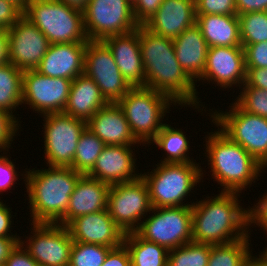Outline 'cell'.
<instances>
[{
    "label": "cell",
    "mask_w": 267,
    "mask_h": 266,
    "mask_svg": "<svg viewBox=\"0 0 267 266\" xmlns=\"http://www.w3.org/2000/svg\"><path fill=\"white\" fill-rule=\"evenodd\" d=\"M139 41L145 87L166 94L177 106L192 107L201 113L205 106L198 98L197 84L178 62L173 40L139 25Z\"/></svg>",
    "instance_id": "cell-1"
},
{
    "label": "cell",
    "mask_w": 267,
    "mask_h": 266,
    "mask_svg": "<svg viewBox=\"0 0 267 266\" xmlns=\"http://www.w3.org/2000/svg\"><path fill=\"white\" fill-rule=\"evenodd\" d=\"M240 193L220 192L192 205V238L194 242L226 244L251 235L248 210L241 206ZM249 229V230H248Z\"/></svg>",
    "instance_id": "cell-2"
},
{
    "label": "cell",
    "mask_w": 267,
    "mask_h": 266,
    "mask_svg": "<svg viewBox=\"0 0 267 266\" xmlns=\"http://www.w3.org/2000/svg\"><path fill=\"white\" fill-rule=\"evenodd\" d=\"M47 167L40 170L26 168L20 173L29 200L32 218L29 223H58L65 216L70 196L82 176L71 167Z\"/></svg>",
    "instance_id": "cell-3"
},
{
    "label": "cell",
    "mask_w": 267,
    "mask_h": 266,
    "mask_svg": "<svg viewBox=\"0 0 267 266\" xmlns=\"http://www.w3.org/2000/svg\"><path fill=\"white\" fill-rule=\"evenodd\" d=\"M203 154L211 169L213 181L220 184L221 192L242 193L266 170L239 144L231 141L219 129L208 133ZM263 171V172H262ZM253 182V183H252ZM249 185V186H248Z\"/></svg>",
    "instance_id": "cell-4"
},
{
    "label": "cell",
    "mask_w": 267,
    "mask_h": 266,
    "mask_svg": "<svg viewBox=\"0 0 267 266\" xmlns=\"http://www.w3.org/2000/svg\"><path fill=\"white\" fill-rule=\"evenodd\" d=\"M202 170L199 163L159 162L150 173L141 174L148 186L152 208L192 206L194 202H187L186 198L204 178Z\"/></svg>",
    "instance_id": "cell-5"
},
{
    "label": "cell",
    "mask_w": 267,
    "mask_h": 266,
    "mask_svg": "<svg viewBox=\"0 0 267 266\" xmlns=\"http://www.w3.org/2000/svg\"><path fill=\"white\" fill-rule=\"evenodd\" d=\"M117 104L123 110L136 140L148 147L164 126L163 119L166 113H170V105H177L166 94L147 87H132Z\"/></svg>",
    "instance_id": "cell-6"
},
{
    "label": "cell",
    "mask_w": 267,
    "mask_h": 266,
    "mask_svg": "<svg viewBox=\"0 0 267 266\" xmlns=\"http://www.w3.org/2000/svg\"><path fill=\"white\" fill-rule=\"evenodd\" d=\"M23 15L49 40L56 43H87L83 12L59 0H29Z\"/></svg>",
    "instance_id": "cell-7"
},
{
    "label": "cell",
    "mask_w": 267,
    "mask_h": 266,
    "mask_svg": "<svg viewBox=\"0 0 267 266\" xmlns=\"http://www.w3.org/2000/svg\"><path fill=\"white\" fill-rule=\"evenodd\" d=\"M230 109L210 111V120L231 141L239 144L267 170V118L242 110L235 102Z\"/></svg>",
    "instance_id": "cell-8"
},
{
    "label": "cell",
    "mask_w": 267,
    "mask_h": 266,
    "mask_svg": "<svg viewBox=\"0 0 267 266\" xmlns=\"http://www.w3.org/2000/svg\"><path fill=\"white\" fill-rule=\"evenodd\" d=\"M149 214L135 231L144 240L168 251L193 241L192 206L152 208Z\"/></svg>",
    "instance_id": "cell-9"
},
{
    "label": "cell",
    "mask_w": 267,
    "mask_h": 266,
    "mask_svg": "<svg viewBox=\"0 0 267 266\" xmlns=\"http://www.w3.org/2000/svg\"><path fill=\"white\" fill-rule=\"evenodd\" d=\"M44 121V154L48 166L71 167L78 140L87 122L65 112L41 116Z\"/></svg>",
    "instance_id": "cell-10"
},
{
    "label": "cell",
    "mask_w": 267,
    "mask_h": 266,
    "mask_svg": "<svg viewBox=\"0 0 267 266\" xmlns=\"http://www.w3.org/2000/svg\"><path fill=\"white\" fill-rule=\"evenodd\" d=\"M83 19L90 41L126 34L139 26L133 15V5L128 0H90Z\"/></svg>",
    "instance_id": "cell-11"
},
{
    "label": "cell",
    "mask_w": 267,
    "mask_h": 266,
    "mask_svg": "<svg viewBox=\"0 0 267 266\" xmlns=\"http://www.w3.org/2000/svg\"><path fill=\"white\" fill-rule=\"evenodd\" d=\"M107 210L125 234L135 232L142 219L152 210L148 186L142 177L136 181L111 185Z\"/></svg>",
    "instance_id": "cell-12"
},
{
    "label": "cell",
    "mask_w": 267,
    "mask_h": 266,
    "mask_svg": "<svg viewBox=\"0 0 267 266\" xmlns=\"http://www.w3.org/2000/svg\"><path fill=\"white\" fill-rule=\"evenodd\" d=\"M30 226V236L23 235L26 241L22 238L20 243L39 266H69L74 241L66 226L58 223Z\"/></svg>",
    "instance_id": "cell-13"
},
{
    "label": "cell",
    "mask_w": 267,
    "mask_h": 266,
    "mask_svg": "<svg viewBox=\"0 0 267 266\" xmlns=\"http://www.w3.org/2000/svg\"><path fill=\"white\" fill-rule=\"evenodd\" d=\"M73 80L43 75L35 69L23 71L22 105L40 116L63 112Z\"/></svg>",
    "instance_id": "cell-14"
},
{
    "label": "cell",
    "mask_w": 267,
    "mask_h": 266,
    "mask_svg": "<svg viewBox=\"0 0 267 266\" xmlns=\"http://www.w3.org/2000/svg\"><path fill=\"white\" fill-rule=\"evenodd\" d=\"M84 74L97 84L109 103H117L132 88L123 78L111 50L103 41L87 42Z\"/></svg>",
    "instance_id": "cell-15"
},
{
    "label": "cell",
    "mask_w": 267,
    "mask_h": 266,
    "mask_svg": "<svg viewBox=\"0 0 267 266\" xmlns=\"http://www.w3.org/2000/svg\"><path fill=\"white\" fill-rule=\"evenodd\" d=\"M7 31L9 63L22 71L35 69L50 46L47 37L24 15Z\"/></svg>",
    "instance_id": "cell-16"
},
{
    "label": "cell",
    "mask_w": 267,
    "mask_h": 266,
    "mask_svg": "<svg viewBox=\"0 0 267 266\" xmlns=\"http://www.w3.org/2000/svg\"><path fill=\"white\" fill-rule=\"evenodd\" d=\"M197 81L208 82L209 85L210 83L215 84L220 86L219 88H222L223 91L226 88L227 90L233 89L234 86H238L240 89L246 81L243 47H210L205 69L195 82L197 83Z\"/></svg>",
    "instance_id": "cell-17"
},
{
    "label": "cell",
    "mask_w": 267,
    "mask_h": 266,
    "mask_svg": "<svg viewBox=\"0 0 267 266\" xmlns=\"http://www.w3.org/2000/svg\"><path fill=\"white\" fill-rule=\"evenodd\" d=\"M73 241L116 248L124 243L125 232L114 222L108 210L79 216L67 225Z\"/></svg>",
    "instance_id": "cell-18"
},
{
    "label": "cell",
    "mask_w": 267,
    "mask_h": 266,
    "mask_svg": "<svg viewBox=\"0 0 267 266\" xmlns=\"http://www.w3.org/2000/svg\"><path fill=\"white\" fill-rule=\"evenodd\" d=\"M134 148L135 146L127 145H106L87 176L110 185L138 180L142 172L136 171Z\"/></svg>",
    "instance_id": "cell-19"
},
{
    "label": "cell",
    "mask_w": 267,
    "mask_h": 266,
    "mask_svg": "<svg viewBox=\"0 0 267 266\" xmlns=\"http://www.w3.org/2000/svg\"><path fill=\"white\" fill-rule=\"evenodd\" d=\"M103 42L111 50L123 78L131 87H145L143 60L140 52L139 26L126 34L109 36Z\"/></svg>",
    "instance_id": "cell-20"
},
{
    "label": "cell",
    "mask_w": 267,
    "mask_h": 266,
    "mask_svg": "<svg viewBox=\"0 0 267 266\" xmlns=\"http://www.w3.org/2000/svg\"><path fill=\"white\" fill-rule=\"evenodd\" d=\"M195 23V0H163L143 25L152 32L173 40Z\"/></svg>",
    "instance_id": "cell-21"
},
{
    "label": "cell",
    "mask_w": 267,
    "mask_h": 266,
    "mask_svg": "<svg viewBox=\"0 0 267 266\" xmlns=\"http://www.w3.org/2000/svg\"><path fill=\"white\" fill-rule=\"evenodd\" d=\"M86 46L87 43L50 44L35 70L49 77L74 80L84 74Z\"/></svg>",
    "instance_id": "cell-22"
},
{
    "label": "cell",
    "mask_w": 267,
    "mask_h": 266,
    "mask_svg": "<svg viewBox=\"0 0 267 266\" xmlns=\"http://www.w3.org/2000/svg\"><path fill=\"white\" fill-rule=\"evenodd\" d=\"M87 129L105 145L137 146L140 144L132 134L124 112L117 103L110 102L99 109L87 121Z\"/></svg>",
    "instance_id": "cell-23"
},
{
    "label": "cell",
    "mask_w": 267,
    "mask_h": 266,
    "mask_svg": "<svg viewBox=\"0 0 267 266\" xmlns=\"http://www.w3.org/2000/svg\"><path fill=\"white\" fill-rule=\"evenodd\" d=\"M110 184L82 175L70 196L65 216L58 222L66 226L71 220L107 209Z\"/></svg>",
    "instance_id": "cell-24"
},
{
    "label": "cell",
    "mask_w": 267,
    "mask_h": 266,
    "mask_svg": "<svg viewBox=\"0 0 267 266\" xmlns=\"http://www.w3.org/2000/svg\"><path fill=\"white\" fill-rule=\"evenodd\" d=\"M176 58L185 72L196 81L205 69L209 46L195 23L173 39Z\"/></svg>",
    "instance_id": "cell-25"
},
{
    "label": "cell",
    "mask_w": 267,
    "mask_h": 266,
    "mask_svg": "<svg viewBox=\"0 0 267 266\" xmlns=\"http://www.w3.org/2000/svg\"><path fill=\"white\" fill-rule=\"evenodd\" d=\"M108 103L97 84L82 74L72 81L68 101L63 112L87 122Z\"/></svg>",
    "instance_id": "cell-26"
},
{
    "label": "cell",
    "mask_w": 267,
    "mask_h": 266,
    "mask_svg": "<svg viewBox=\"0 0 267 266\" xmlns=\"http://www.w3.org/2000/svg\"><path fill=\"white\" fill-rule=\"evenodd\" d=\"M206 43L210 47H242L237 15L196 14Z\"/></svg>",
    "instance_id": "cell-27"
},
{
    "label": "cell",
    "mask_w": 267,
    "mask_h": 266,
    "mask_svg": "<svg viewBox=\"0 0 267 266\" xmlns=\"http://www.w3.org/2000/svg\"><path fill=\"white\" fill-rule=\"evenodd\" d=\"M183 132L180 128L175 127L174 129L166 122L150 142L149 145L153 143L165 152L166 156L160 160L161 163H197L196 160H193L194 158L190 159L189 157L190 142L187 134Z\"/></svg>",
    "instance_id": "cell-28"
},
{
    "label": "cell",
    "mask_w": 267,
    "mask_h": 266,
    "mask_svg": "<svg viewBox=\"0 0 267 266\" xmlns=\"http://www.w3.org/2000/svg\"><path fill=\"white\" fill-rule=\"evenodd\" d=\"M123 244L129 252L131 266H167L168 250L144 240L136 232L126 233Z\"/></svg>",
    "instance_id": "cell-29"
},
{
    "label": "cell",
    "mask_w": 267,
    "mask_h": 266,
    "mask_svg": "<svg viewBox=\"0 0 267 266\" xmlns=\"http://www.w3.org/2000/svg\"><path fill=\"white\" fill-rule=\"evenodd\" d=\"M23 71L12 63L0 66V109L5 110L17 120L16 108L22 105Z\"/></svg>",
    "instance_id": "cell-30"
},
{
    "label": "cell",
    "mask_w": 267,
    "mask_h": 266,
    "mask_svg": "<svg viewBox=\"0 0 267 266\" xmlns=\"http://www.w3.org/2000/svg\"><path fill=\"white\" fill-rule=\"evenodd\" d=\"M249 238L250 234L230 243L211 245L207 266H248L253 254Z\"/></svg>",
    "instance_id": "cell-31"
},
{
    "label": "cell",
    "mask_w": 267,
    "mask_h": 266,
    "mask_svg": "<svg viewBox=\"0 0 267 266\" xmlns=\"http://www.w3.org/2000/svg\"><path fill=\"white\" fill-rule=\"evenodd\" d=\"M105 146L103 141L86 128L78 140L71 168L82 175H87Z\"/></svg>",
    "instance_id": "cell-32"
},
{
    "label": "cell",
    "mask_w": 267,
    "mask_h": 266,
    "mask_svg": "<svg viewBox=\"0 0 267 266\" xmlns=\"http://www.w3.org/2000/svg\"><path fill=\"white\" fill-rule=\"evenodd\" d=\"M210 244L191 241L168 251L167 266H207Z\"/></svg>",
    "instance_id": "cell-33"
},
{
    "label": "cell",
    "mask_w": 267,
    "mask_h": 266,
    "mask_svg": "<svg viewBox=\"0 0 267 266\" xmlns=\"http://www.w3.org/2000/svg\"><path fill=\"white\" fill-rule=\"evenodd\" d=\"M241 46L267 42V11L237 15Z\"/></svg>",
    "instance_id": "cell-34"
},
{
    "label": "cell",
    "mask_w": 267,
    "mask_h": 266,
    "mask_svg": "<svg viewBox=\"0 0 267 266\" xmlns=\"http://www.w3.org/2000/svg\"><path fill=\"white\" fill-rule=\"evenodd\" d=\"M111 249L104 245L74 241L69 266H102Z\"/></svg>",
    "instance_id": "cell-35"
},
{
    "label": "cell",
    "mask_w": 267,
    "mask_h": 266,
    "mask_svg": "<svg viewBox=\"0 0 267 266\" xmlns=\"http://www.w3.org/2000/svg\"><path fill=\"white\" fill-rule=\"evenodd\" d=\"M239 94L235 98V103L242 110L267 118V90L250 87L244 83Z\"/></svg>",
    "instance_id": "cell-36"
},
{
    "label": "cell",
    "mask_w": 267,
    "mask_h": 266,
    "mask_svg": "<svg viewBox=\"0 0 267 266\" xmlns=\"http://www.w3.org/2000/svg\"><path fill=\"white\" fill-rule=\"evenodd\" d=\"M20 123H22L20 120L18 121L14 116L0 109V153L8 152L10 148H13L11 144L15 136L19 134L18 130L22 128Z\"/></svg>",
    "instance_id": "cell-37"
},
{
    "label": "cell",
    "mask_w": 267,
    "mask_h": 266,
    "mask_svg": "<svg viewBox=\"0 0 267 266\" xmlns=\"http://www.w3.org/2000/svg\"><path fill=\"white\" fill-rule=\"evenodd\" d=\"M195 14L237 15L235 0H195Z\"/></svg>",
    "instance_id": "cell-38"
},
{
    "label": "cell",
    "mask_w": 267,
    "mask_h": 266,
    "mask_svg": "<svg viewBox=\"0 0 267 266\" xmlns=\"http://www.w3.org/2000/svg\"><path fill=\"white\" fill-rule=\"evenodd\" d=\"M8 152H3L0 154V195L6 190H11L14 184L19 181V173L16 168L14 161H11V154L7 155ZM10 157V158H9Z\"/></svg>",
    "instance_id": "cell-39"
},
{
    "label": "cell",
    "mask_w": 267,
    "mask_h": 266,
    "mask_svg": "<svg viewBox=\"0 0 267 266\" xmlns=\"http://www.w3.org/2000/svg\"><path fill=\"white\" fill-rule=\"evenodd\" d=\"M246 68H267V42L243 47Z\"/></svg>",
    "instance_id": "cell-40"
},
{
    "label": "cell",
    "mask_w": 267,
    "mask_h": 266,
    "mask_svg": "<svg viewBox=\"0 0 267 266\" xmlns=\"http://www.w3.org/2000/svg\"><path fill=\"white\" fill-rule=\"evenodd\" d=\"M259 198L254 206L247 208L248 210V228L257 225L260 230H267V193ZM251 226V227H250Z\"/></svg>",
    "instance_id": "cell-41"
},
{
    "label": "cell",
    "mask_w": 267,
    "mask_h": 266,
    "mask_svg": "<svg viewBox=\"0 0 267 266\" xmlns=\"http://www.w3.org/2000/svg\"><path fill=\"white\" fill-rule=\"evenodd\" d=\"M163 0H136L133 15L139 25H143L159 8Z\"/></svg>",
    "instance_id": "cell-42"
},
{
    "label": "cell",
    "mask_w": 267,
    "mask_h": 266,
    "mask_svg": "<svg viewBox=\"0 0 267 266\" xmlns=\"http://www.w3.org/2000/svg\"><path fill=\"white\" fill-rule=\"evenodd\" d=\"M23 15V12L12 2L0 0V29L8 30Z\"/></svg>",
    "instance_id": "cell-43"
},
{
    "label": "cell",
    "mask_w": 267,
    "mask_h": 266,
    "mask_svg": "<svg viewBox=\"0 0 267 266\" xmlns=\"http://www.w3.org/2000/svg\"><path fill=\"white\" fill-rule=\"evenodd\" d=\"M4 266H39V264L30 256L23 245L18 243L10 252Z\"/></svg>",
    "instance_id": "cell-44"
},
{
    "label": "cell",
    "mask_w": 267,
    "mask_h": 266,
    "mask_svg": "<svg viewBox=\"0 0 267 266\" xmlns=\"http://www.w3.org/2000/svg\"><path fill=\"white\" fill-rule=\"evenodd\" d=\"M102 266H131L130 255L127 247L122 244L119 247L112 248Z\"/></svg>",
    "instance_id": "cell-45"
},
{
    "label": "cell",
    "mask_w": 267,
    "mask_h": 266,
    "mask_svg": "<svg viewBox=\"0 0 267 266\" xmlns=\"http://www.w3.org/2000/svg\"><path fill=\"white\" fill-rule=\"evenodd\" d=\"M3 200H1L0 198V237L2 238H6V237H21L22 236H18L16 233L15 235L13 234V232L11 233V229H12V219L14 218V216L16 215H12V211L10 207H8V203L6 205V203L2 202ZM11 211V212H10ZM13 216V218H12Z\"/></svg>",
    "instance_id": "cell-46"
},
{
    "label": "cell",
    "mask_w": 267,
    "mask_h": 266,
    "mask_svg": "<svg viewBox=\"0 0 267 266\" xmlns=\"http://www.w3.org/2000/svg\"><path fill=\"white\" fill-rule=\"evenodd\" d=\"M245 83L250 87L267 90V68H246Z\"/></svg>",
    "instance_id": "cell-47"
},
{
    "label": "cell",
    "mask_w": 267,
    "mask_h": 266,
    "mask_svg": "<svg viewBox=\"0 0 267 266\" xmlns=\"http://www.w3.org/2000/svg\"><path fill=\"white\" fill-rule=\"evenodd\" d=\"M237 15L267 11V0H235Z\"/></svg>",
    "instance_id": "cell-48"
},
{
    "label": "cell",
    "mask_w": 267,
    "mask_h": 266,
    "mask_svg": "<svg viewBox=\"0 0 267 266\" xmlns=\"http://www.w3.org/2000/svg\"><path fill=\"white\" fill-rule=\"evenodd\" d=\"M21 237H0V266L5 264L10 252L20 243Z\"/></svg>",
    "instance_id": "cell-49"
},
{
    "label": "cell",
    "mask_w": 267,
    "mask_h": 266,
    "mask_svg": "<svg viewBox=\"0 0 267 266\" xmlns=\"http://www.w3.org/2000/svg\"><path fill=\"white\" fill-rule=\"evenodd\" d=\"M9 63V33L0 29V66Z\"/></svg>",
    "instance_id": "cell-50"
},
{
    "label": "cell",
    "mask_w": 267,
    "mask_h": 266,
    "mask_svg": "<svg viewBox=\"0 0 267 266\" xmlns=\"http://www.w3.org/2000/svg\"><path fill=\"white\" fill-rule=\"evenodd\" d=\"M70 8L84 12L90 0H59Z\"/></svg>",
    "instance_id": "cell-51"
},
{
    "label": "cell",
    "mask_w": 267,
    "mask_h": 266,
    "mask_svg": "<svg viewBox=\"0 0 267 266\" xmlns=\"http://www.w3.org/2000/svg\"><path fill=\"white\" fill-rule=\"evenodd\" d=\"M248 266H267V262L258 259L256 257V255L254 256L252 254L251 257H250V259H249Z\"/></svg>",
    "instance_id": "cell-52"
},
{
    "label": "cell",
    "mask_w": 267,
    "mask_h": 266,
    "mask_svg": "<svg viewBox=\"0 0 267 266\" xmlns=\"http://www.w3.org/2000/svg\"><path fill=\"white\" fill-rule=\"evenodd\" d=\"M12 2L14 5H16L22 12L26 10L27 3L29 0H7Z\"/></svg>",
    "instance_id": "cell-53"
},
{
    "label": "cell",
    "mask_w": 267,
    "mask_h": 266,
    "mask_svg": "<svg viewBox=\"0 0 267 266\" xmlns=\"http://www.w3.org/2000/svg\"><path fill=\"white\" fill-rule=\"evenodd\" d=\"M264 232H266L265 234H267V230H264ZM267 237V236H266ZM267 246V245H266ZM265 250L263 252H259V255L256 256L258 259L266 261L267 262V247L264 248Z\"/></svg>",
    "instance_id": "cell-54"
},
{
    "label": "cell",
    "mask_w": 267,
    "mask_h": 266,
    "mask_svg": "<svg viewBox=\"0 0 267 266\" xmlns=\"http://www.w3.org/2000/svg\"><path fill=\"white\" fill-rule=\"evenodd\" d=\"M128 1L133 5L136 0H128Z\"/></svg>",
    "instance_id": "cell-55"
}]
</instances>
